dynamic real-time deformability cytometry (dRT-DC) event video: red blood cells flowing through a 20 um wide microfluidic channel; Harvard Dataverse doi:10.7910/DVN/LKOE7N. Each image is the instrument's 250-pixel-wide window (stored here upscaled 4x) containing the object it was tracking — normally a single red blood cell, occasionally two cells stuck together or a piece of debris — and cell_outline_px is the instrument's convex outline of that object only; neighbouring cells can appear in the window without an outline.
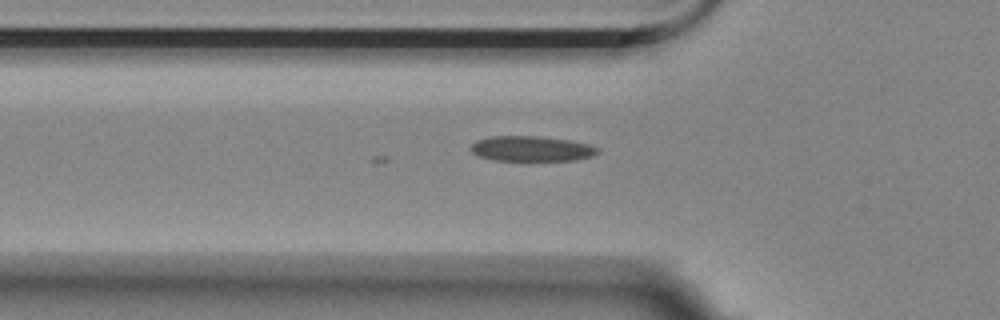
{"species": "Egyptian fruit bat (a non-hibernating species)", "species_latin": "Rousettus aegyptiacus", "temperature_condition": "room temperature", "stored_images_in_passage": 2, "camera_frame_rate_fps": 3000, "um_per_image_px": 0.085, "animal": {"sex": "female"}, "frame": {"image": 1, "passage_image": 2, "time_ms": 0.333, "image_size_px": [1000, 320], "cell_outline_px": [[600, 152], [592, 156], [576, 160], [532, 164], [528, 164], [492, 160], [476, 156], [468, 148], [476, 140], [488, 136], [536, 136], [568, 140], [588, 144], [600, 148]], "centroid_in_image_um": [45.14, 12.71], "position_along_channel_um": 80.7, "area_um2": 20.06}}